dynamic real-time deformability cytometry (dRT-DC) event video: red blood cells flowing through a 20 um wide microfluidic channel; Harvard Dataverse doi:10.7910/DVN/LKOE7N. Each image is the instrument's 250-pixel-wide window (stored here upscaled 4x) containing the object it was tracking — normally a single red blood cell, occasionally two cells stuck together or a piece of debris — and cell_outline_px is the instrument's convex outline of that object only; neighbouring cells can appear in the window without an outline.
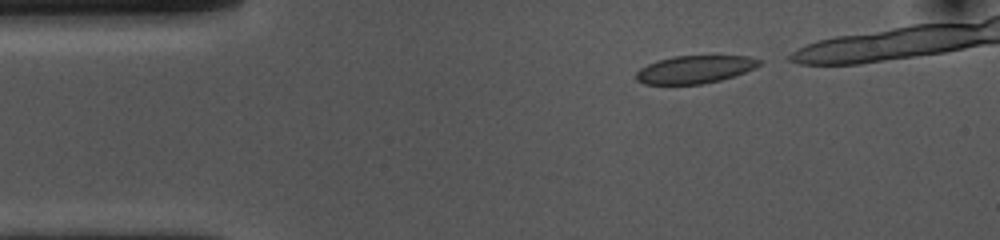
{"species": "common noctule bat (a hibernating species)", "species_latin": "Nyctalus noctula", "temperature_condition": "cold", "stored_images_in_passage": 36, "camera_frame_rate_fps": 3000, "um_per_image_px": 0.085, "animal": {"sex": "female", "body_mass_g": 10.0, "forearm_length_mm": 53.1}, "frame": {"image": 1, "passage_image": 1, "time_ms": 0.0, "image_size_px": [1000, 240], "cell_outline_px": [[760, 64], [756, 68], [720, 80], [700, 84], [644, 84], [636, 80], [636, 72], [640, 68], [656, 60], [672, 56], [748, 56], [760, 60]], "centroid_in_image_um": [59.02, 5.9], "position_along_channel_um": 26.0, "area_um2": 19.83}}
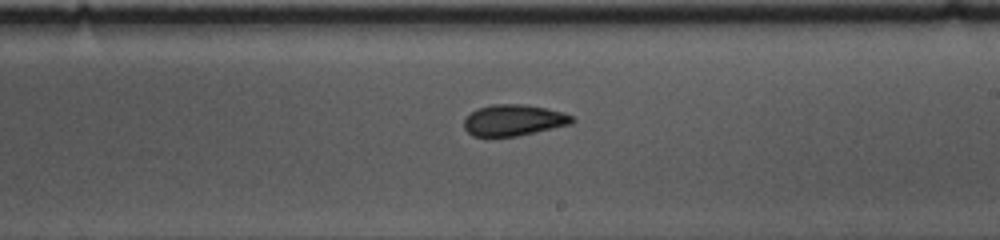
{"frame": {"image": 2, "passage_image": 23, "time_ms": 7.333, "image_size_px": [1000, 240], "cell_outline_px": [[576, 120], [572, 124], [536, 132], [516, 136], [472, 136], [464, 128], [464, 120], [472, 112], [480, 108], [492, 104], [524, 104], [564, 112], [572, 116]], "centroid_in_image_um": [43.69, 10.22], "position_along_channel_um": 245.3, "area_um2": 19.54}}
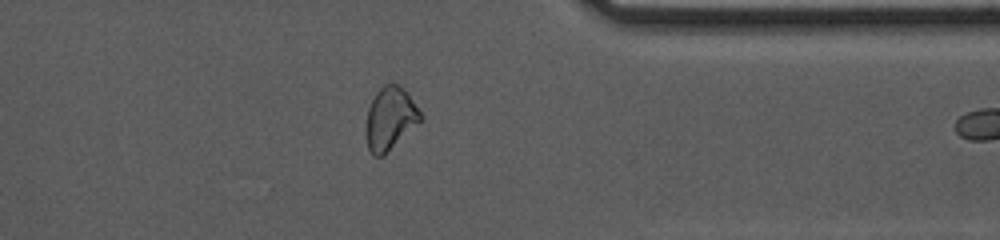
{"frame": {"image": 3, "passage_image": 35, "time_ms": 11.333, "image_size_px": [1000, 240], "cell_outline_px": [[424, 116], [384, 156], [372, 156], [368, 148], [364, 132], [368, 108], [376, 92], [384, 84], [392, 80], [400, 84], [408, 92]], "centroid_in_image_um": [33.14, 10.03], "position_along_channel_um": 378.3, "area_um2": 20.35}}